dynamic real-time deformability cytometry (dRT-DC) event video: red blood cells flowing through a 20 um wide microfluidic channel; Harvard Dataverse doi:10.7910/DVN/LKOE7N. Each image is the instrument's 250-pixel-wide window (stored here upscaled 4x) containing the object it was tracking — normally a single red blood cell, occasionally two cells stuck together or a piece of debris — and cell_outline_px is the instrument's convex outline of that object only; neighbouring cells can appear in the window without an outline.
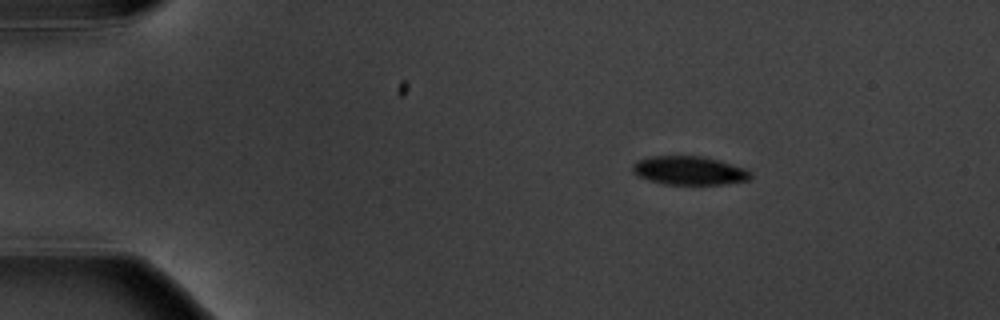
{"species": "common noctule bat (a hibernating species)", "species_latin": "Nyctalus noctula", "temperature_condition": "warm", "stored_images_in_passage": 4, "camera_frame_rate_fps": 3000, "um_per_image_px": 0.085, "animal": {"sex": "male", "body_mass_g": 20.1, "forearm_length_mm": 53.5}, "frame": {"image": 1, "passage_image": 2, "time_ms": 1.0, "image_size_px": [1000, 320], "cell_outline_px": [[752, 176], [748, 180], [724, 184], [664, 184], [648, 180], [632, 172], [632, 164], [636, 160], [652, 156], [704, 156], [744, 168], [752, 172]], "centroid_in_image_um": [58.56, 14.49], "position_along_channel_um": 26.4, "area_um2": 19.65}}